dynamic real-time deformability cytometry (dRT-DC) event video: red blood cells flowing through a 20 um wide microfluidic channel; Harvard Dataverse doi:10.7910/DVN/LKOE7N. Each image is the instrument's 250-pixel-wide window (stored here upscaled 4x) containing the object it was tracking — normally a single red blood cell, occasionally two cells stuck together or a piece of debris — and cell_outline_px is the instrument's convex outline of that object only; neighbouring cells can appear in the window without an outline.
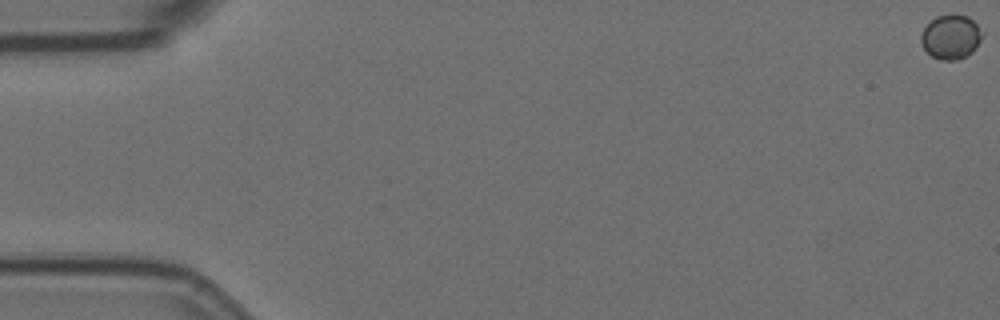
{"species": "Egyptian fruit bat (a non-hibernating species)", "species_latin": "Rousettus aegyptiacus", "temperature_condition": "room temperature", "stored_images_in_passage": 7, "camera_frame_rate_fps": 3000, "um_per_image_px": 0.085, "animal": {"sex": "female"}, "frame": {"image": 1, "passage_image": 1, "time_ms": 0.0, "image_size_px": [1000, 320], "cell_outline_px": [[984, 36], [976, 48], [972, 52], [956, 60], [940, 60], [932, 56], [920, 44], [920, 36], [924, 28], [936, 16], [952, 12], [968, 16], [984, 32]], "centroid_in_image_um": [80.84, 3.11], "position_along_channel_um": 4.2, "area_um2": 16.13}}
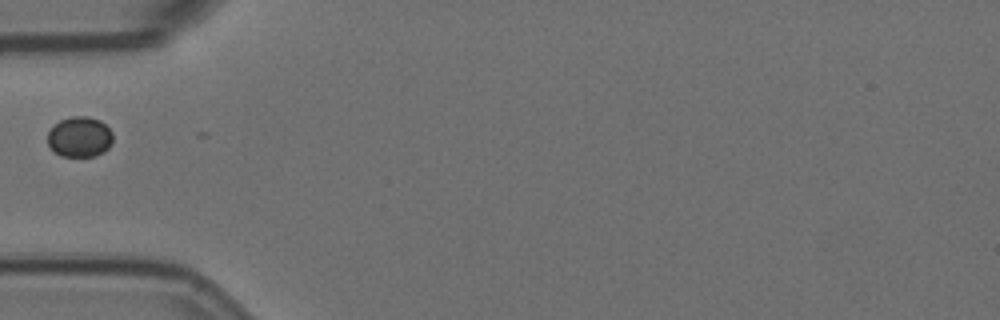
{"frame": {"image": 2, "passage_image": 6, "time_ms": 1.667, "image_size_px": [1000, 320], "cell_outline_px": [[112, 144], [104, 152], [96, 156], [60, 156], [48, 144], [48, 132], [60, 120], [72, 116], [88, 116], [100, 120], [112, 132]], "centroid_in_image_um": [6.79, 11.64], "position_along_channel_um": 78.2, "area_um2": 15.32}}
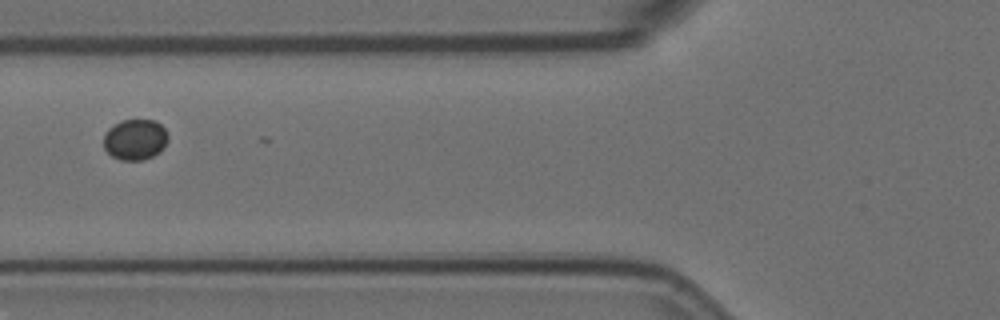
{"frame": {"image": 3, "passage_image": 7, "time_ms": 2.0, "image_size_px": [1000, 320], "cell_outline_px": [[168, 140], [164, 148], [160, 152], [144, 160], [120, 160], [112, 156], [104, 148], [104, 136], [108, 128], [120, 120], [156, 120], [164, 128], [168, 136]], "centroid_in_image_um": [11.49, 11.86], "position_along_channel_um": 114.3, "area_um2": 15.43}}